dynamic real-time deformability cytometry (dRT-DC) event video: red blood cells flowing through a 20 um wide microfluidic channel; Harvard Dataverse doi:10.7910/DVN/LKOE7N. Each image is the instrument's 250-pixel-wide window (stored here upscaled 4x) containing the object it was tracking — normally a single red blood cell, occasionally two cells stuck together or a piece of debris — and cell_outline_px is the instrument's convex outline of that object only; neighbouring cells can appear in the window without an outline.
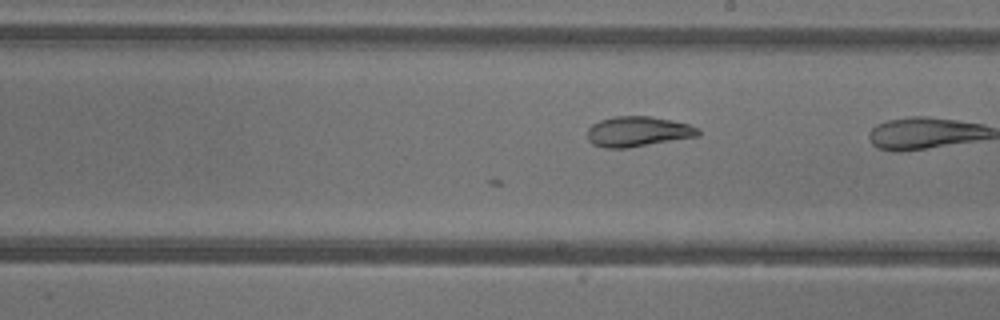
{"species": "common noctule bat (a hibernating species)", "species_latin": "Nyctalus noctula", "temperature_condition": "warm", "stored_images_in_passage": 14, "camera_frame_rate_fps": 3000, "um_per_image_px": 0.085, "animal": {"sex": "female"}, "frame": {"image": 1, "passage_image": 11, "time_ms": 3.333, "image_size_px": [1000, 320], "cell_outline_px": [[700, 136], [628, 148], [604, 148], [592, 144], [588, 140], [588, 128], [592, 124], [600, 120], [612, 116], [652, 116], [672, 120], [688, 124], [700, 128]], "centroid_in_image_um": [54.23, 11.18], "position_along_channel_um": 234.8, "area_um2": 19.77}}